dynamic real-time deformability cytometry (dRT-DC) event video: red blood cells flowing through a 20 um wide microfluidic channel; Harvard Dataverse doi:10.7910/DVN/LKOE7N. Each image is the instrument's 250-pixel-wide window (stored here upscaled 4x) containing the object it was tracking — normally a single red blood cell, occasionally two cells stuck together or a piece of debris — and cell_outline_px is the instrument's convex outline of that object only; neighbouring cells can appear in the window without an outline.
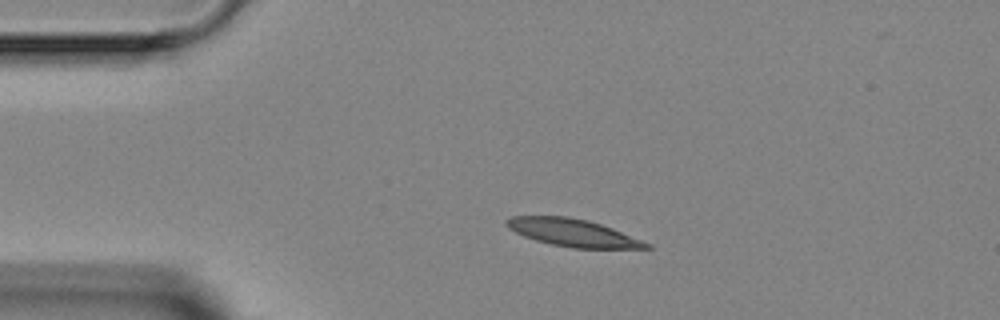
{"species": "Egyptian fruit bat (a non-hibernating species)", "species_latin": "Rousettus aegyptiacus", "temperature_condition": "room temperature", "stored_images_in_passage": 2, "camera_frame_rate_fps": 3000, "um_per_image_px": 0.085, "animal": {"sex": "female"}, "frame": {"image": 1, "passage_image": 1, "time_ms": 0.0, "image_size_px": [1000, 320], "cell_outline_px": [[652, 248], [572, 248], [552, 244], [536, 240], [524, 236], [508, 228], [504, 224], [504, 220], [512, 216], [568, 216], [588, 220], [612, 228], [652, 244]], "centroid_in_image_um": [48.67, 19.77], "position_along_channel_um": 36.3, "area_um2": 22.31}}